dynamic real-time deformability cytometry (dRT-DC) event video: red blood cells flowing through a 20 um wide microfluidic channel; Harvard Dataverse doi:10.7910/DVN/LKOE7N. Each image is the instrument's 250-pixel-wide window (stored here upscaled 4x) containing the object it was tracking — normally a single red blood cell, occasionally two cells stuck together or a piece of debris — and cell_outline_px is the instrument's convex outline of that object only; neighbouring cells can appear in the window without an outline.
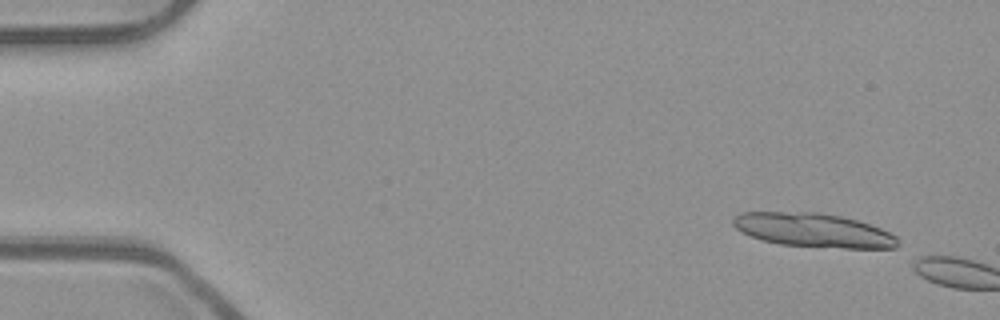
{"species": "common noctule bat (a hibernating species)", "species_latin": "Nyctalus noctula", "temperature_condition": "room temperature", "stored_images_in_passage": 13, "camera_frame_rate_fps": 3000, "um_per_image_px": 0.085, "animal": {"sex": "male", "body_mass_g": 23.1, "forearm_length_mm": 52.7}, "frame": {"image": 1, "passage_image": 4, "time_ms": 1.0, "image_size_px": [1000, 320], "cell_outline_px": [[884, 232], [880, 248], [864, 248], [796, 244], [772, 240], [836, 220], [848, 220]], "centroid_in_image_um": [71.19, 20.03], "position_along_channel_um": 13.8, "area_um2": 14.22}}